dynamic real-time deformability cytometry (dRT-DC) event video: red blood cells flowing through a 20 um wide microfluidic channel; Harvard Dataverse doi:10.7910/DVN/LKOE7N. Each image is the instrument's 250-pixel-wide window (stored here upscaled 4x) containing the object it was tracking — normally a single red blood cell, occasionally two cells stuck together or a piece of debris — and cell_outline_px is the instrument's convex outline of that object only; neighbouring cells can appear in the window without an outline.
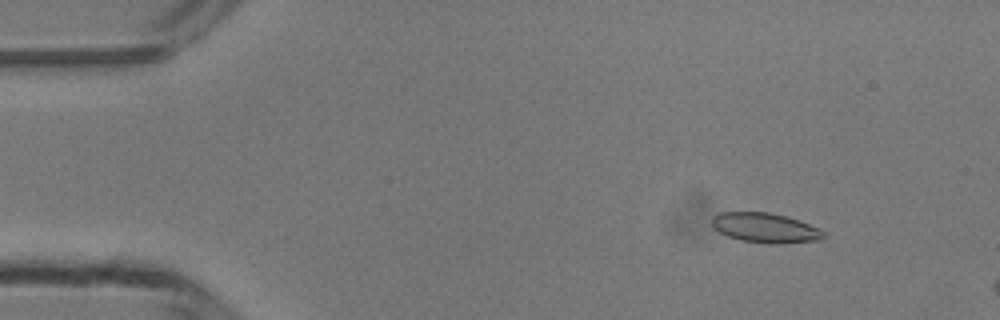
{"species": "common noctule bat (a hibernating species)", "species_latin": "Nyctalus noctula", "temperature_condition": "room temperature", "stored_images_in_passage": 11, "camera_frame_rate_fps": 3000, "um_per_image_px": 0.085, "animal": {"sex": "male", "body_mass_g": 13.3}, "frame": {"image": 1, "passage_image": 5, "time_ms": 1.333, "image_size_px": [1000, 320], "cell_outline_px": [[824, 236], [820, 240], [776, 244], [772, 244], [740, 240], [728, 236], [712, 228], [712, 216], [720, 212], [768, 212], [788, 216], [800, 220], [820, 228], [824, 232]], "centroid_in_image_um": [65.05, 19.36], "position_along_channel_um": 20.0, "area_um2": 19.54}}